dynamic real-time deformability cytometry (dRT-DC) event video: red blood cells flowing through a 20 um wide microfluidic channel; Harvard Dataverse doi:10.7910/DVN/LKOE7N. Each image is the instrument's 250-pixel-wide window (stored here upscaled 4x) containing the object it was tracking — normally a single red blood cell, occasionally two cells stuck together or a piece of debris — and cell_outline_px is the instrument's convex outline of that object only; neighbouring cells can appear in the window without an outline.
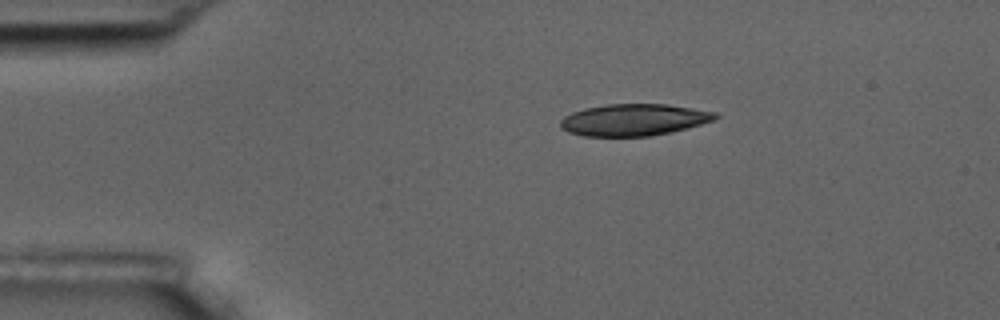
{"species": "common noctule bat (a hibernating species)", "species_latin": "Nyctalus noctula", "temperature_condition": "room temperature", "stored_images_in_passage": 9, "camera_frame_rate_fps": 3000, "um_per_image_px": 0.085, "animal": {"sex": "male", "body_mass_g": 17.5, "forearm_length_mm": 52.3}, "frame": {"image": 1, "passage_image": 1, "time_ms": 0.0, "image_size_px": [1000, 320], "cell_outline_px": [[720, 116], [712, 120], [688, 128], [672, 132], [652, 136], [584, 136], [568, 132], [560, 128], [560, 120], [564, 116], [572, 112], [584, 108], [604, 104], [668, 104], [716, 112]], "centroid_in_image_um": [53.85, 10.18], "position_along_channel_um": 31.1, "area_um2": 28.84}}